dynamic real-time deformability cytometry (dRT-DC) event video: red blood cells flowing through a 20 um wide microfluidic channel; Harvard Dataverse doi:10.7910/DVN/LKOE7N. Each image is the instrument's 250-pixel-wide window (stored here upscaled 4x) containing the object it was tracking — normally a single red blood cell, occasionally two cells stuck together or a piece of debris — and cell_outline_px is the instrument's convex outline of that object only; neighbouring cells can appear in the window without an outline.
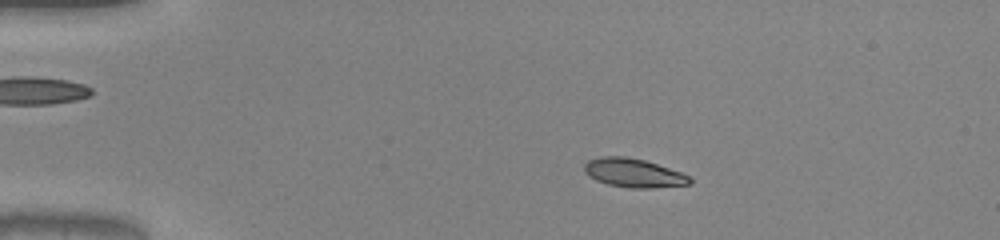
{"species": "common noctule bat (a hibernating species)", "species_latin": "Nyctalus noctula", "temperature_condition": "warm", "stored_images_in_passage": 48, "camera_frame_rate_fps": 3000, "um_per_image_px": 0.085, "animal": {"sex": "male", "body_mass_g": 20.0, "forearm_length_mm": 53.3}, "frame": {"image": 1, "passage_image": 7, "time_ms": 2.0, "image_size_px": [1000, 240], "cell_outline_px": [[692, 184], [652, 188], [632, 188], [608, 184], [596, 180], [588, 176], [584, 172], [584, 164], [588, 160], [600, 156], [624, 156], [644, 160], [680, 172], [688, 176], [692, 180]], "centroid_in_image_um": [53.82, 14.7], "position_along_channel_um": 31.2, "area_um2": 17.63}}
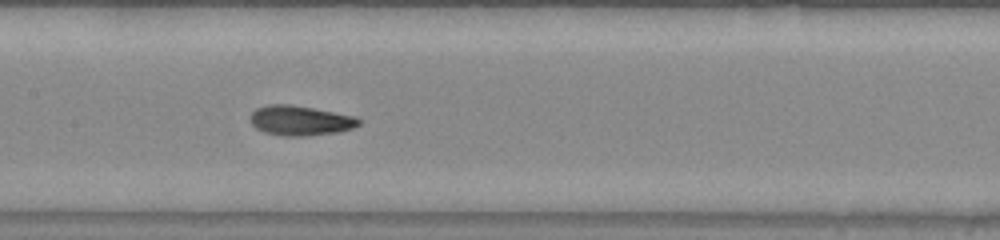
{"frame": {"image": 2, "passage_image": 23, "time_ms": 7.333, "image_size_px": [1000, 240], "cell_outline_px": [[360, 124], [352, 128], [340, 132], [304, 136], [284, 136], [264, 132], [256, 128], [252, 124], [248, 116], [256, 108], [268, 104], [288, 104], [312, 108], [356, 116], [360, 120]], "centroid_in_image_um": [25.5, 10.25], "position_along_channel_um": 181.9, "area_um2": 18.96}}
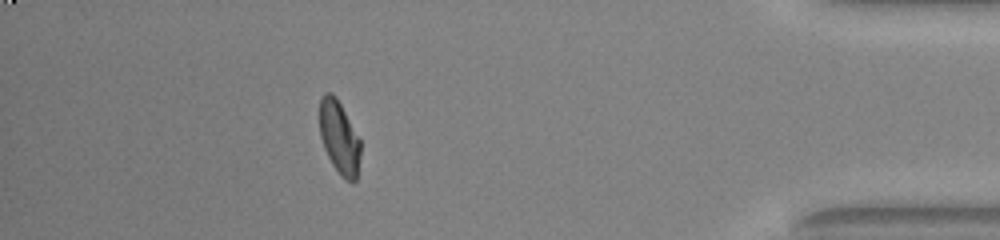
{"frame": {"image": 3, "passage_image": 43, "time_ms": 14.0, "image_size_px": [1000, 240], "cell_outline_px": [[360, 156], [356, 180], [352, 184], [344, 180], [340, 176], [332, 164], [324, 148], [320, 136], [320, 100], [324, 92], [332, 92], [336, 96], [360, 140]], "centroid_in_image_um": [28.83, 11.72], "position_along_channel_um": 406.4, "area_um2": 17.46}, "authors_computed_cell_mechanics": {"area_um2": 17.9469, "velocity_mm_per_s": 4.0366, "shape_relaxation_time_tau1_ms": 3.3991, "shape_relaxation_time_tau2_ms": 1.3104, "deformation_change_tau1": 0.1623, "deformation_change_tau2": 0.0538}}